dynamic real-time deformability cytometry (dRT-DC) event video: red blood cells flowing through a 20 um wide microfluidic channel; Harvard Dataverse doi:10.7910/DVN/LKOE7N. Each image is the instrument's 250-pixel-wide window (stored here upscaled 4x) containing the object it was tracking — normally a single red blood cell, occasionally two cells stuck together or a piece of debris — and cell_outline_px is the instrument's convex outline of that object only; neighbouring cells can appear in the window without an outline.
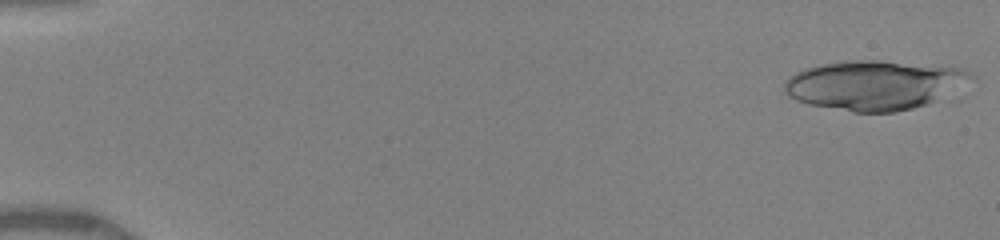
{"species": "human", "species_latin": "Homo sapiens", "temperature_condition": "warm", "stored_images_in_passage": 26, "camera_frame_rate_fps": 3000, "um_per_image_px": 0.085, "donor": {"sex": "female"}, "frame": {"image": 1, "passage_image": 1, "time_ms": 0.0, "image_size_px": [1000, 240], "cell_outline_px": [[976, 76], [928, 104], [896, 112], [852, 112], [808, 104], [796, 100], [788, 96], [784, 92], [784, 84], [788, 76], [804, 68], [820, 64], [844, 60], [880, 60], [964, 68], [972, 72]], "centroid_in_image_um": [74.25, 7.22], "position_along_channel_um": 10.8, "area_um2": 53.7}}
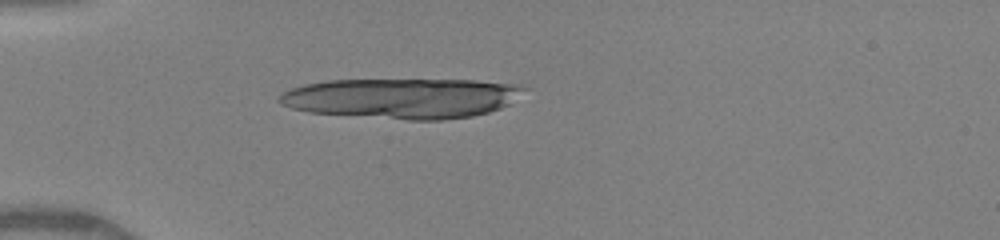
{"frame": {"image": 2, "passage_image": 14, "time_ms": 4.333, "image_size_px": [1000, 240], "cell_outline_px": [[528, 88], [508, 104], [500, 108], [488, 112], [472, 116], [444, 120], [408, 120], [312, 112], [292, 108], [280, 104], [276, 100], [284, 92], [292, 88], [304, 84], [328, 80], [476, 80], [524, 84]], "centroid_in_image_um": [34.22, 8.34], "position_along_channel_um": 50.8, "area_um2": 57.4}}
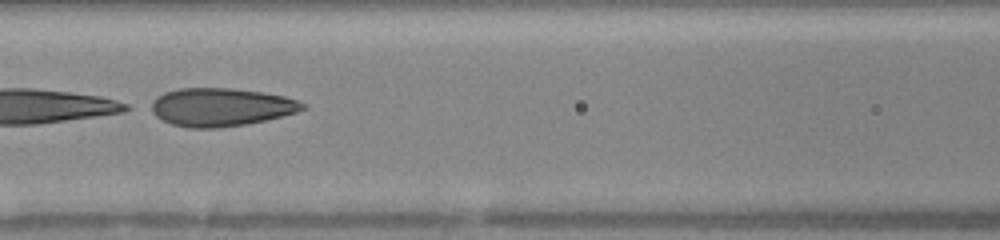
{"frame": {"image": 3, "passage_image": 23, "time_ms": 7.333, "image_size_px": [1000, 240], "cell_outline_px": [[308, 108], [296, 112], [248, 124], [216, 128], [188, 128], [172, 124], [156, 116], [144, 108], [156, 96], [164, 92], [180, 88], [228, 88], [260, 92], [284, 96], [308, 104]], "centroid_in_image_um": [18.7, 9.1], "position_along_channel_um": 147.9, "area_um2": 33.99}}